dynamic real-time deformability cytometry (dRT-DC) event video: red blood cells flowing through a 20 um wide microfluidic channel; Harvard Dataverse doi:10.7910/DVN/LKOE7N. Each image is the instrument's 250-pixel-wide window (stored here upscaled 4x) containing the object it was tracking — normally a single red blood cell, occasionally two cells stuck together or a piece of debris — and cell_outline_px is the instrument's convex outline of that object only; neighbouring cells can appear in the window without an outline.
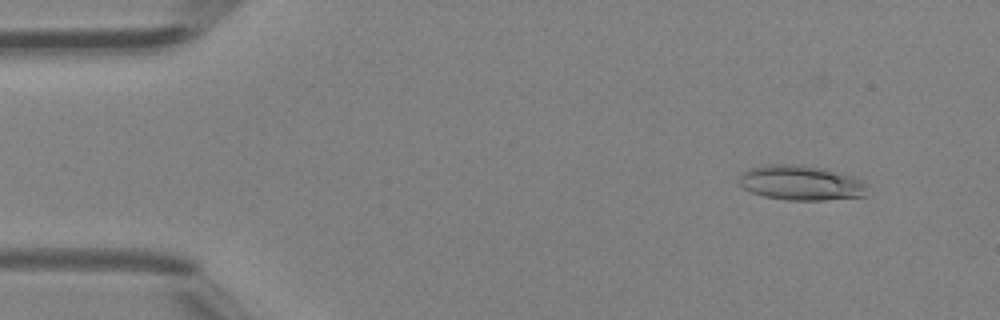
{"species": "Egyptian fruit bat (a non-hibernating species)", "species_latin": "Rousettus aegyptiacus", "temperature_condition": "room temperature", "stored_images_in_passage": 4, "camera_frame_rate_fps": 3000, "um_per_image_px": 0.085, "animal": {"sex": "female"}, "frame": {"image": 1, "passage_image": 1, "time_ms": 0.0, "image_size_px": [1000, 320], "cell_outline_px": [[868, 196], [824, 200], [784, 200], [764, 196], [752, 192], [744, 188], [740, 184], [740, 172], [748, 168], [768, 164], [784, 164], [816, 168], [852, 176], [864, 180], [868, 184]], "centroid_in_image_um": [68.1, 15.57], "position_along_channel_um": 16.9, "area_um2": 25.95}}
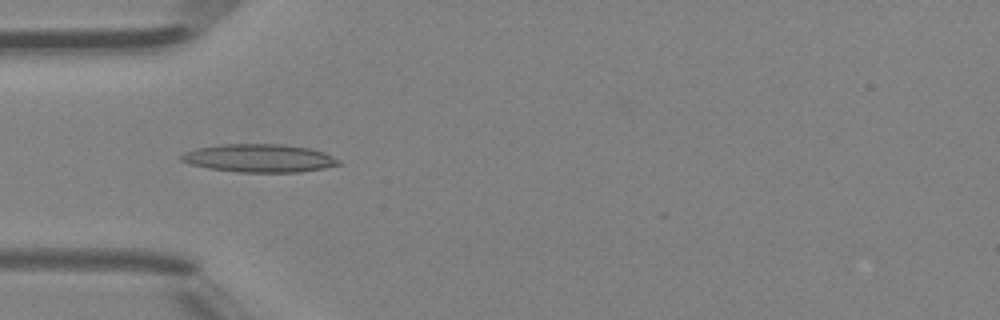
{"frame": {"image": 2, "passage_image": 4, "time_ms": 1.0, "image_size_px": [1000, 320], "cell_outline_px": [[340, 164], [324, 168], [296, 172], [236, 172], [208, 168], [192, 164], [180, 160], [180, 156], [184, 152], [196, 148], [220, 144], [280, 144], [312, 148], [324, 152], [340, 160]], "centroid_in_image_um": [22.03, 13.44], "position_along_channel_um": 63.0, "area_um2": 25.78}}